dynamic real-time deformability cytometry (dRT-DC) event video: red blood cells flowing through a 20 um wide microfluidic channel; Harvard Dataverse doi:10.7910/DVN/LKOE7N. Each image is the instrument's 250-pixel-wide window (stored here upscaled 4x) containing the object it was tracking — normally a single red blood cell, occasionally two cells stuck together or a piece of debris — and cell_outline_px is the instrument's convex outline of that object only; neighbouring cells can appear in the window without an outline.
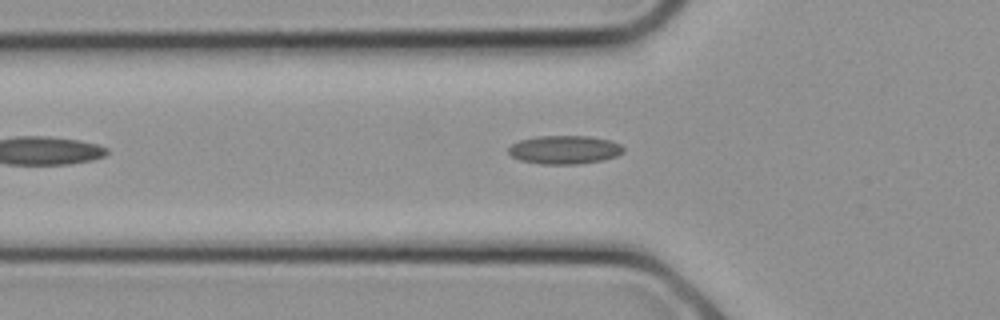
{"species": "common noctule bat (a hibernating species)", "species_latin": "Nyctalus noctula", "temperature_condition": "cold", "stored_images_in_passage": 3, "camera_frame_rate_fps": 3000, "um_per_image_px": 0.085, "animal": {"sex": "female", "body_mass_g": 21.9}, "frame": {"image": 1, "passage_image": 3, "time_ms": 0.667, "image_size_px": [1000, 320], "cell_outline_px": [[624, 152], [616, 156], [604, 160], [580, 164], [540, 164], [520, 160], [512, 156], [508, 152], [508, 148], [512, 144], [520, 140], [536, 136], [588, 136], [612, 140], [620, 144], [624, 148]], "centroid_in_image_um": [48.01, 12.73], "position_along_channel_um": 77.8, "area_um2": 19.25}}